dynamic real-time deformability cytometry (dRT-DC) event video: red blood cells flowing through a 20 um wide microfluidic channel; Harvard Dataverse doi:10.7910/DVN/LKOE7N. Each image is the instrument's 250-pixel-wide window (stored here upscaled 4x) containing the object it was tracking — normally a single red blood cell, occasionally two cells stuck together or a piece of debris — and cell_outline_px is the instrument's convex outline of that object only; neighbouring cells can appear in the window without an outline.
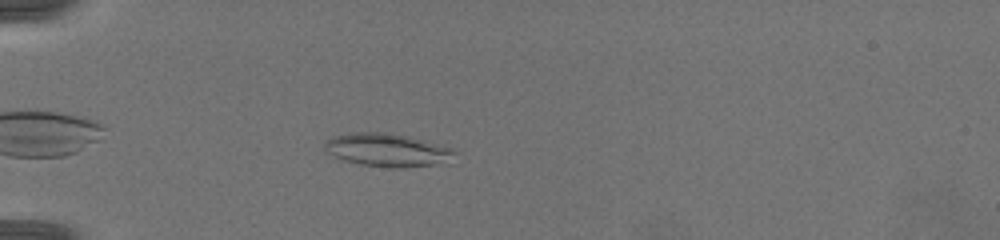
{"species": "common noctule bat (a hibernating species)", "species_latin": "Nyctalus noctula", "temperature_condition": "warm", "stored_images_in_passage": 27, "camera_frame_rate_fps": 3000, "um_per_image_px": 0.085, "animal": {"sex": "female", "body_mass_g": 19.5, "forearm_length_mm": 54.1}, "frame": {"image": 1, "passage_image": 5, "time_ms": 1.333, "image_size_px": [1000, 240], "cell_outline_px": [[456, 152], [452, 164], [404, 168], [392, 168], [360, 164], [344, 160], [324, 152], [324, 144], [332, 136], [352, 132], [384, 132], [408, 136], [452, 148]], "centroid_in_image_um": [32.99, 12.77], "position_along_channel_um": 52.0, "area_um2": 25.66}}
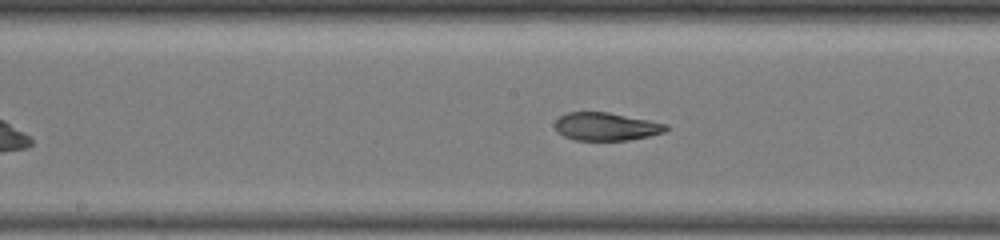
{"frame": {"image": 2, "passage_image": 15, "time_ms": 5.333, "image_size_px": [1000, 240], "cell_outline_px": [[668, 128], [664, 132], [648, 136], [628, 140], [576, 140], [564, 136], [556, 132], [556, 120], [560, 116], [568, 112], [608, 112], [668, 124]], "centroid_in_image_um": [51.51, 10.76], "position_along_channel_um": 196.7, "area_um2": 17.98}}
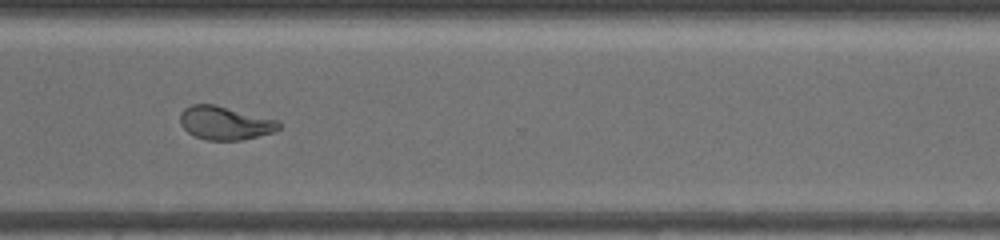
{"frame": {"image": 3, "passage_image": 24, "time_ms": 9.0, "image_size_px": [1000, 240], "cell_outline_px": [[280, 128], [272, 132], [240, 140], [208, 140], [196, 136], [188, 132], [180, 124], [180, 112], [184, 108], [192, 104], [216, 104], [280, 120]], "centroid_in_image_um": [19.12, 10.43], "position_along_channel_um": 351.5, "area_um2": 19.31}}